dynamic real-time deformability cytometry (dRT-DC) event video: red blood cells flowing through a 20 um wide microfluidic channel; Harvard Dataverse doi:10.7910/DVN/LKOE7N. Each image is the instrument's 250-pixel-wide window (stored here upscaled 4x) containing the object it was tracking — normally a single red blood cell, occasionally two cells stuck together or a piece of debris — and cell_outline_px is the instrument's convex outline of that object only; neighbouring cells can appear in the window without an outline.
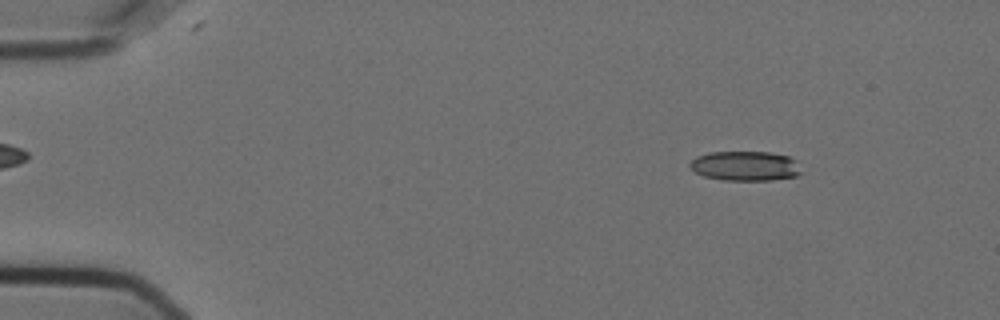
{"species": "Egyptian fruit bat (a non-hibernating species)", "species_latin": "Rousettus aegyptiacus", "temperature_condition": "cold", "stored_images_in_passage": 14, "camera_frame_rate_fps": 3000, "um_per_image_px": 0.085, "animal": {"sex": "female"}, "frame": {"image": 1, "passage_image": 7, "time_ms": 2.0, "image_size_px": [1000, 320], "cell_outline_px": [[804, 172], [796, 176], [772, 180], [720, 180], [704, 176], [696, 172], [688, 164], [696, 156], [708, 152], [768, 152], [788, 156], [796, 160]], "centroid_in_image_um": [63.37, 14.11], "position_along_channel_um": 21.6, "area_um2": 19.42}}